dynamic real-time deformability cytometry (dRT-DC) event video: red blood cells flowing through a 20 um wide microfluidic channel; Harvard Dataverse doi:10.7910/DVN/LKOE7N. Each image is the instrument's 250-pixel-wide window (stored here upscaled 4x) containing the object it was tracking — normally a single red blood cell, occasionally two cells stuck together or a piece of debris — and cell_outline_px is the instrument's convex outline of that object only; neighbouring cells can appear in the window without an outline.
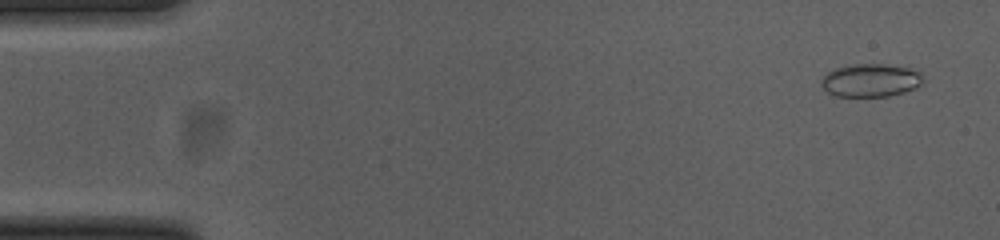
{"species": "common noctule bat (a hibernating species)", "species_latin": "Nyctalus noctula", "temperature_condition": "cold", "stored_images_in_passage": 55, "camera_frame_rate_fps": 3000, "um_per_image_px": 0.085, "animal": {"sex": "female", "body_mass_g": 23.0, "forearm_length_mm": 53.4}, "frame": {"image": 1, "passage_image": 3, "time_ms": 0.667, "image_size_px": [1000, 240], "cell_outline_px": [[924, 84], [916, 88], [904, 92], [888, 96], [836, 96], [828, 92], [820, 84], [820, 80], [828, 72], [836, 68], [852, 64], [884, 64], [908, 68], [920, 72], [924, 80]], "centroid_in_image_um": [74.03, 6.83], "position_along_channel_um": 11.0, "area_um2": 19.65}}
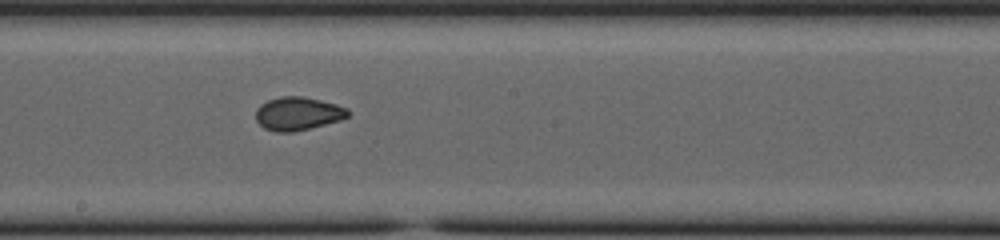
{"frame": {"image": 2, "passage_image": 30, "time_ms": 9.667, "image_size_px": [1000, 240], "cell_outline_px": [[348, 116], [340, 120], [292, 132], [276, 132], [264, 128], [256, 120], [256, 108], [260, 104], [268, 100], [280, 96], [304, 96], [336, 104], [348, 108]], "centroid_in_image_um": [25.29, 9.64], "position_along_channel_um": 222.9, "area_um2": 17.8}}
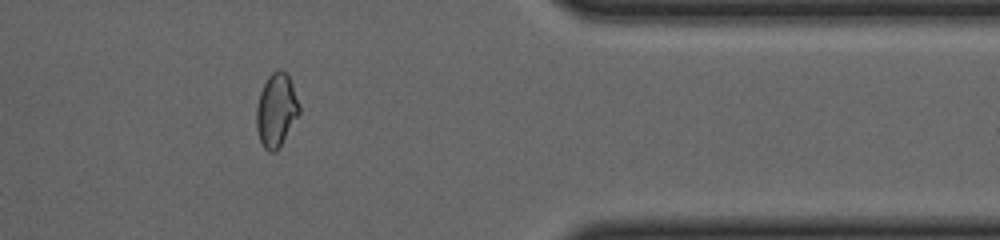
{"frame": {"image": 3, "passage_image": 45, "time_ms": 14.667, "image_size_px": [1000, 240], "cell_outline_px": [[300, 112], [276, 152], [268, 152], [264, 148], [260, 140], [256, 128], [256, 108], [260, 92], [268, 76], [276, 68], [280, 68], [288, 76], [292, 84], [300, 108]], "centroid_in_image_um": [23.46, 9.36], "position_along_channel_um": 387.9, "area_um2": 18.15}, "authors_computed_cell_mechanics": {"area_um2": 18.207, "velocity_mm_per_s": 3.7129, "shape_relaxation_time_tau1_ms": null, "shape_relaxation_time_tau2_ms": 1.0539, "deformation_change_tau1": null, "deformation_change_tau2": 0.0437}}